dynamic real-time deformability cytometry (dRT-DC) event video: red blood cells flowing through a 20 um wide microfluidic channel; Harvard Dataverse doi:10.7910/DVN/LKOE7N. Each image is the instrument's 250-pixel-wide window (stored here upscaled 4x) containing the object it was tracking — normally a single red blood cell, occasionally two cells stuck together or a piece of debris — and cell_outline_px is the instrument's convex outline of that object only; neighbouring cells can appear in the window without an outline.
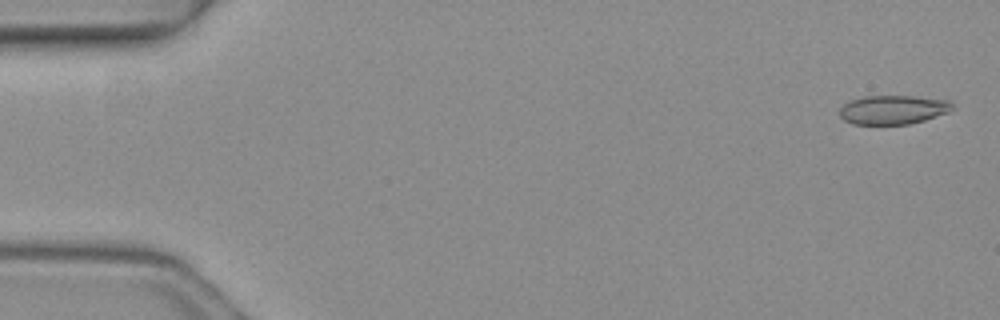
{"species": "common noctule bat (a hibernating species)", "species_latin": "Nyctalus noctula", "temperature_condition": "warm", "stored_images_in_passage": 6, "camera_frame_rate_fps": 3000, "um_per_image_px": 0.085, "animal": {"sex": "female", "body_mass_g": 19.3, "forearm_length_mm": 54.1}, "frame": {"image": 1, "passage_image": 1, "time_ms": 0.0, "image_size_px": [1000, 320], "cell_outline_px": [[956, 108], [948, 112], [924, 120], [908, 124], [852, 124], [844, 120], [840, 116], [840, 108], [848, 100], [864, 96], [916, 96], [952, 100]], "centroid_in_image_um": [75.94, 9.31], "position_along_channel_um": 9.1, "area_um2": 19.31}}
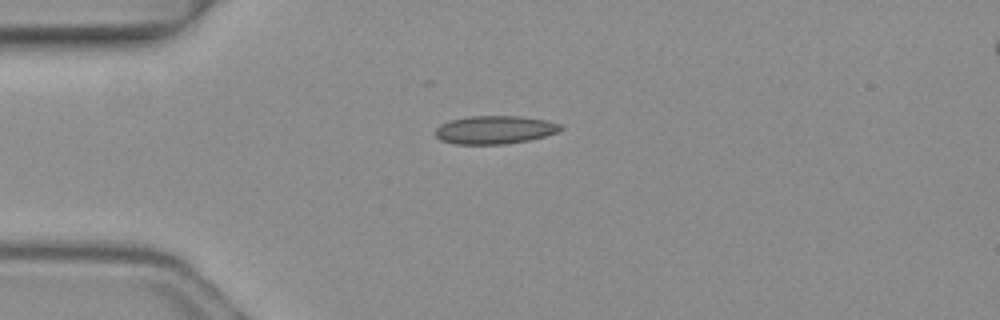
{"frame": {"image": 2, "passage_image": 4, "time_ms": 1.0, "image_size_px": [1000, 320], "cell_outline_px": [[564, 128], [556, 132], [544, 136], [528, 140], [504, 144], [456, 144], [440, 140], [436, 136], [436, 128], [440, 124], [448, 120], [468, 116], [520, 116], [544, 120], [560, 124]], "centroid_in_image_um": [42.01, 11.03], "position_along_channel_um": 43.0, "area_um2": 20.52}}
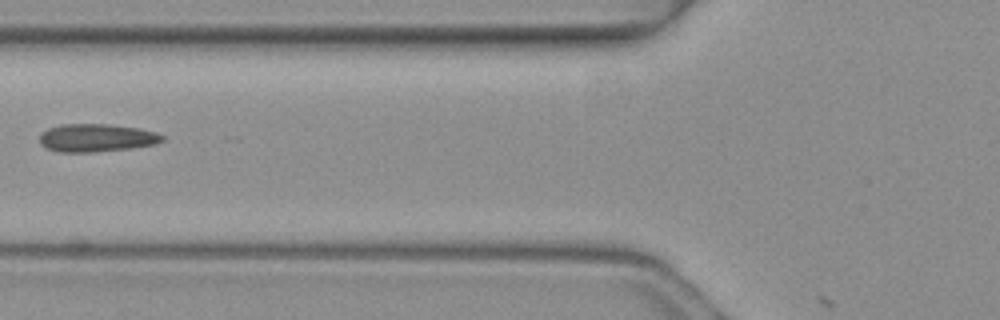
{"frame": {"image": 3, "passage_image": 6, "time_ms": 1.667, "image_size_px": [1000, 320], "cell_outline_px": [[164, 140], [156, 144], [132, 148], [92, 152], [60, 152], [44, 148], [40, 144], [40, 132], [48, 128], [60, 124], [108, 124], [140, 128], [156, 132], [164, 136]], "centroid_in_image_um": [8.18, 11.71], "position_along_channel_um": 117.6, "area_um2": 20.23}}